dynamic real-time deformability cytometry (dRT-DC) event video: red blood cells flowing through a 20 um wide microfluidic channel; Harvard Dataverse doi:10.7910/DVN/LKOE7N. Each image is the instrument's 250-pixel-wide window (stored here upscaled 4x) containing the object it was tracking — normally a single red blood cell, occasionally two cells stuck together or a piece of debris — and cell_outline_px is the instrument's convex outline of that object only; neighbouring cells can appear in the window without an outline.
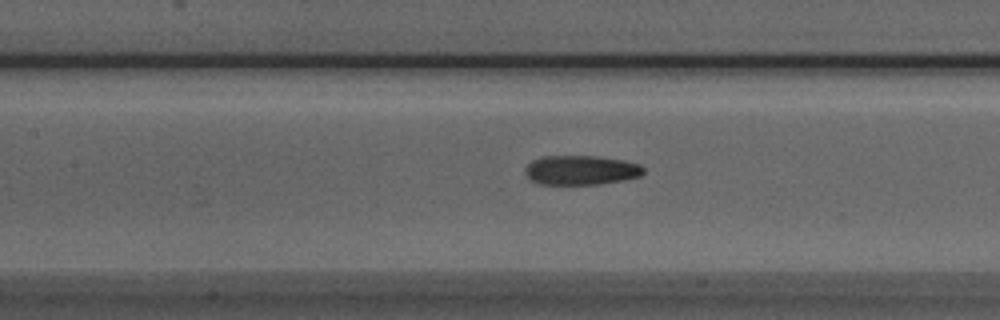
{"species": "Egyptian fruit bat (a non-hibernating species)", "species_latin": "Rousettus aegyptiacus", "temperature_condition": "room temperature", "stored_images_in_passage": 44, "camera_frame_rate_fps": 3000, "um_per_image_px": 0.085, "animal": {"sex": "male"}, "frame": {"image": 1, "passage_image": 22, "time_ms": 7.0, "image_size_px": [1000, 320], "cell_outline_px": [[644, 172], [640, 176], [624, 180], [600, 184], [536, 184], [528, 180], [524, 172], [524, 168], [532, 160], [544, 156], [596, 156], [624, 160], [640, 164], [644, 168]], "centroid_in_image_um": [49.35, 14.47], "position_along_channel_um": 158.1, "area_um2": 20.58}}
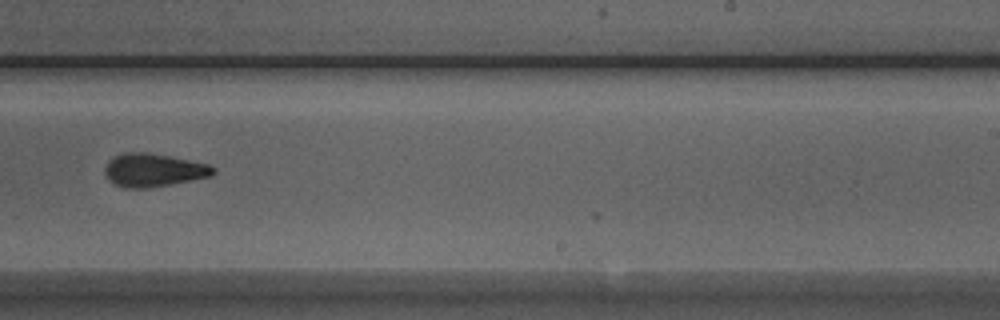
{"frame": {"image": 2, "passage_image": 31, "time_ms": 10.0, "image_size_px": [1000, 320], "cell_outline_px": [[216, 172], [212, 176], [172, 184], [144, 188], [128, 188], [116, 184], [108, 180], [104, 172], [104, 168], [112, 156], [124, 152], [144, 152], [168, 156], [208, 164], [216, 168]], "centroid_in_image_um": [13.04, 14.46], "position_along_channel_um": 276.0, "area_um2": 20.92}}
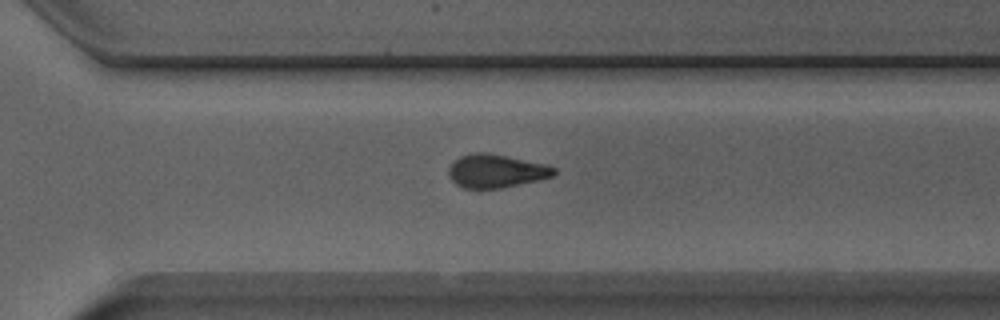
{"frame": {"image": 3, "passage_image": 35, "time_ms": 11.333, "image_size_px": [1000, 320], "cell_outline_px": [[556, 172], [552, 176], [536, 180], [500, 188], [460, 188], [448, 176], [448, 168], [460, 156], [472, 152], [484, 152], [508, 156], [544, 164], [556, 168]], "centroid_in_image_um": [42.12, 14.53], "position_along_channel_um": 328.5, "area_um2": 20.29}, "authors_computed_cell_mechanics": {"area_um2": 20.6057, "velocity_mm_per_s": 3.9478, "shape_relaxation_time_tau1_ms": 5.5687, "shape_relaxation_time_tau2_ms": 3.8346, "deformation_change_tau1": 0.1663, "deformation_change_tau2": 0.1068}}